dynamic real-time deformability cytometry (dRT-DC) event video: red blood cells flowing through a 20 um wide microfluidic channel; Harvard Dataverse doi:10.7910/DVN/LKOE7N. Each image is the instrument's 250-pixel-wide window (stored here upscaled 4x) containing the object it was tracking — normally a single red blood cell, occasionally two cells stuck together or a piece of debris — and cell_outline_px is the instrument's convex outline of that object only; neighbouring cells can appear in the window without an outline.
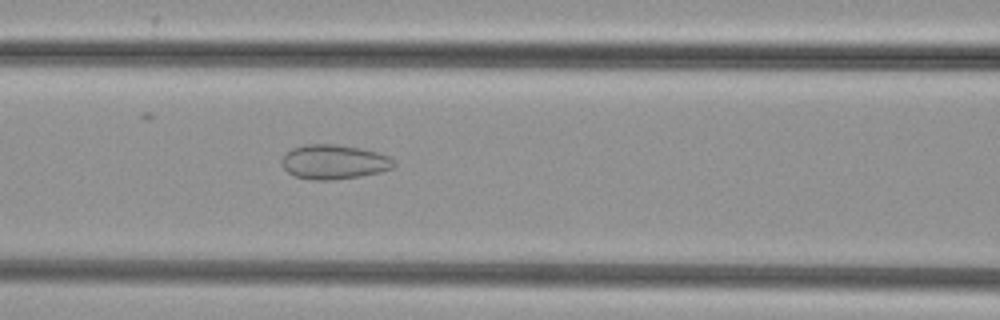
{"species": "common noctule bat (a hibernating species)", "species_latin": "Nyctalus noctula", "temperature_condition": "cold", "stored_images_in_passage": 51, "camera_frame_rate_fps": 3000, "um_per_image_px": 0.085, "animal": {"sex": "female", "body_mass_g": 29.2, "forearm_length_mm": 56.3}, "frame": {"image": 1, "passage_image": 21, "time_ms": 6.667, "image_size_px": [1000, 320], "cell_outline_px": [[396, 164], [392, 168], [380, 172], [360, 176], [332, 180], [312, 180], [296, 176], [288, 172], [284, 168], [284, 152], [292, 148], [304, 144], [336, 144], [360, 148], [376, 152], [388, 156], [396, 160]], "centroid_in_image_um": [28.41, 13.76], "position_along_channel_um": 138.2, "area_um2": 22.48}}
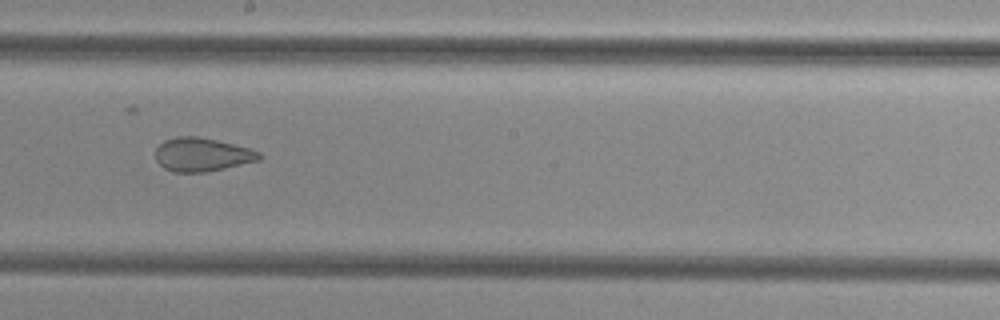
{"frame": {"image": 2, "passage_image": 28, "time_ms": 9.0, "image_size_px": [1000, 320], "cell_outline_px": [[264, 156], [260, 160], [208, 172], [172, 172], [164, 168], [156, 160], [156, 148], [164, 140], [176, 136], [196, 136], [216, 140], [248, 148], [260, 152]], "centroid_in_image_um": [17.17, 13.14], "position_along_channel_um": 231.0, "area_um2": 20.35}}
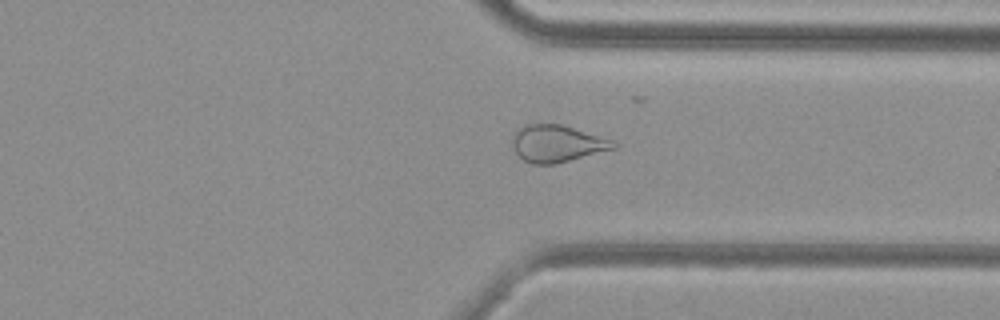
{"frame": {"image": 3, "passage_image": 38, "time_ms": 12.333, "image_size_px": [1000, 320], "cell_outline_px": [[620, 144], [616, 148], [556, 164], [532, 164], [524, 160], [516, 152], [512, 144], [516, 132], [524, 124], [564, 124], [616, 140]], "centroid_in_image_um": [47.44, 12.19], "position_along_channel_um": 364.0, "area_um2": 22.02}}